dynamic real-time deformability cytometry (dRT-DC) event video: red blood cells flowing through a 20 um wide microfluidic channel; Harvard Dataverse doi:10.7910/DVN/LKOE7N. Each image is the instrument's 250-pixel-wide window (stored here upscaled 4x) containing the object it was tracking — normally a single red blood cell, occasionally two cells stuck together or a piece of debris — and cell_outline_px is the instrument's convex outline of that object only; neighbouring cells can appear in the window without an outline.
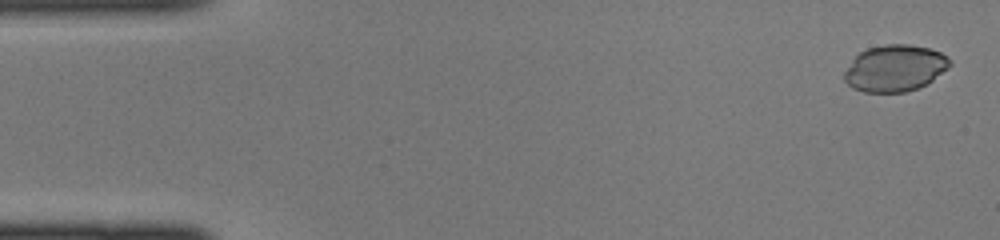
{"species": "common noctule bat (a hibernating species)", "species_latin": "Nyctalus noctula", "temperature_condition": "cold", "stored_images_in_passage": 43, "camera_frame_rate_fps": 3000, "um_per_image_px": 0.085, "animal": {"sex": "female", "body_mass_g": 22.0, "forearm_length_mm": 56.7}, "frame": {"image": 1, "passage_image": 1, "time_ms": 0.0, "image_size_px": [1000, 240], "cell_outline_px": [[952, 64], [948, 68], [928, 84], [920, 88], [904, 92], [864, 92], [852, 88], [844, 80], [844, 72], [852, 60], [860, 52], [868, 48], [884, 44], [908, 44], [928, 48], [940, 52], [952, 60]], "centroid_in_image_um": [76.08, 5.8], "position_along_channel_um": 8.9, "area_um2": 28.78}}